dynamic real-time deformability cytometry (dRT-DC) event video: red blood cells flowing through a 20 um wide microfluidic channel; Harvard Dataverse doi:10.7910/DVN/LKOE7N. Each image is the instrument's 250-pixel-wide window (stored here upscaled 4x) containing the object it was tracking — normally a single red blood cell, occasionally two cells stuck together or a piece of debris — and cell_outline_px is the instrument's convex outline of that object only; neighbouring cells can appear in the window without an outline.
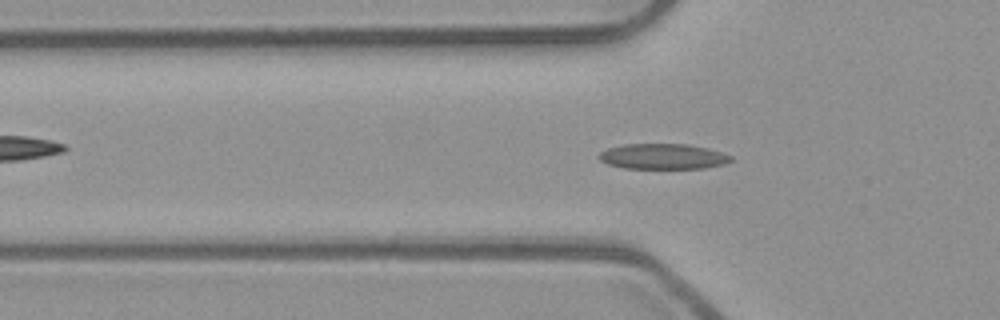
{"species": "common noctule bat (a hibernating species)", "species_latin": "Nyctalus noctula", "temperature_condition": "room temperature", "stored_images_in_passage": 53, "camera_frame_rate_fps": 3000, "um_per_image_px": 0.085, "animal": {"sex": "male", "body_mass_g": 23.1, "forearm_length_mm": 52.7}, "frame": {"image": 1, "passage_image": 17, "time_ms": 5.333, "image_size_px": [1000, 320], "cell_outline_px": [[732, 160], [724, 164], [704, 168], [624, 168], [608, 164], [600, 160], [596, 156], [600, 152], [608, 148], [624, 144], [688, 144], [708, 148], [732, 156]], "centroid_in_image_um": [56.33, 13.29], "position_along_channel_um": 69.5, "area_um2": 19.54}}
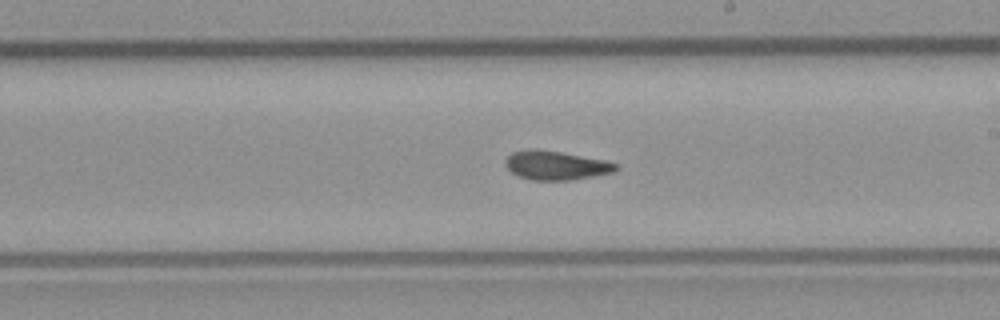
{"frame": {"image": 2, "passage_image": 30, "time_ms": 9.667, "image_size_px": [1000, 320], "cell_outline_px": [[620, 168], [616, 172], [568, 180], [532, 180], [516, 176], [504, 164], [504, 160], [512, 152], [560, 152], [608, 160], [620, 164]], "centroid_in_image_um": [47.36, 14.1], "position_along_channel_um": 241.6, "area_um2": 18.21}}
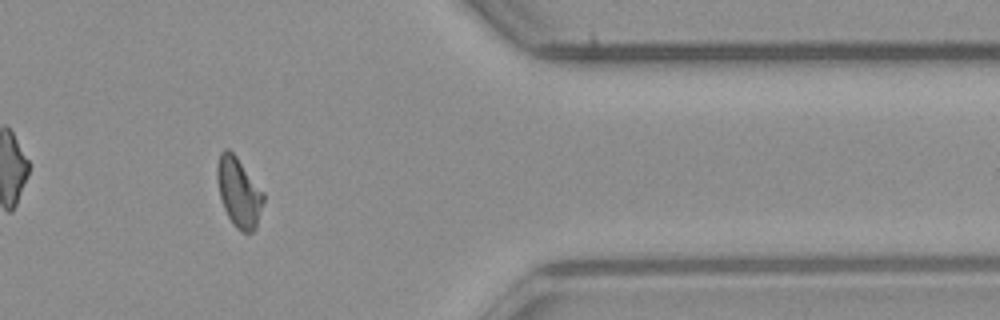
{"frame": {"image": 3, "passage_image": 43, "time_ms": 14.0, "image_size_px": [1000, 320], "cell_outline_px": [[264, 200], [256, 228], [252, 232], [244, 232], [236, 228], [228, 216], [224, 208], [220, 196], [216, 176], [216, 168], [220, 152], [224, 148], [228, 148], [236, 156], [264, 192]], "centroid_in_image_um": [20.29, 16.32], "position_along_channel_um": 391.1, "area_um2": 18.67}}